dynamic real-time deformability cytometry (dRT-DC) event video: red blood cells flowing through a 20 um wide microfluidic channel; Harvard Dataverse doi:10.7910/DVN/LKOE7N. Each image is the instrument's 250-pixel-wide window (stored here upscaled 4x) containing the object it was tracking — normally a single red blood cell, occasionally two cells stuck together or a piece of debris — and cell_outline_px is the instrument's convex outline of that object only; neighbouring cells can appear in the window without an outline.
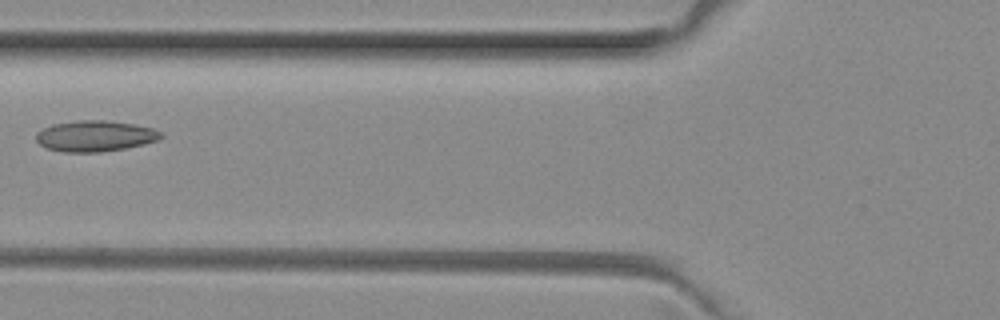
{"species": "common noctule bat (a hibernating species)", "species_latin": "Nyctalus noctula", "temperature_condition": "room temperature", "stored_images_in_passage": 6, "camera_frame_rate_fps": 3000, "um_per_image_px": 0.085, "animal": {"sex": "female", "body_mass_g": 29.2, "forearm_length_mm": 56.3}, "frame": {"image": 1, "passage_image": 5, "time_ms": 1.333, "image_size_px": [1000, 320], "cell_outline_px": [[164, 136], [160, 140], [144, 144], [124, 148], [100, 152], [64, 152], [48, 148], [40, 144], [36, 140], [36, 132], [52, 124], [76, 120], [104, 120], [132, 124], [152, 128], [160, 132]], "centroid_in_image_um": [8.08, 11.56], "position_along_channel_um": 117.7, "area_um2": 22.43}}
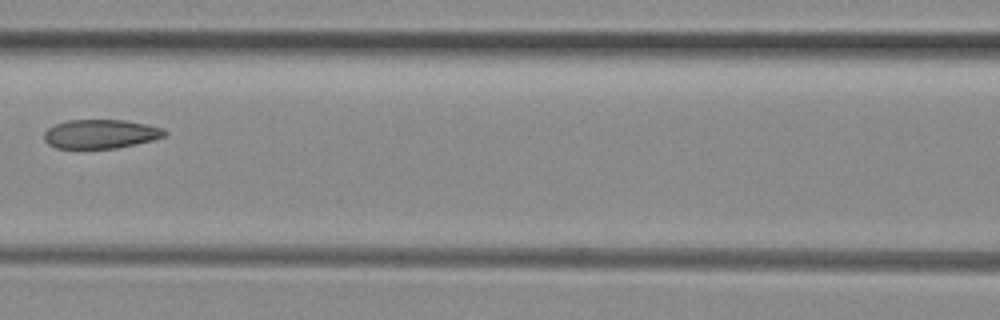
{"frame": {"image": 2, "passage_image": 6, "time_ms": 1.667, "image_size_px": [1000, 320], "cell_outline_px": [[168, 132], [164, 136], [152, 140], [136, 144], [116, 148], [56, 148], [48, 144], [44, 140], [44, 132], [48, 128], [56, 124], [68, 120], [124, 120], [148, 124], [164, 128]], "centroid_in_image_um": [8.56, 11.38], "position_along_channel_um": 158.0, "area_um2": 20.4}}